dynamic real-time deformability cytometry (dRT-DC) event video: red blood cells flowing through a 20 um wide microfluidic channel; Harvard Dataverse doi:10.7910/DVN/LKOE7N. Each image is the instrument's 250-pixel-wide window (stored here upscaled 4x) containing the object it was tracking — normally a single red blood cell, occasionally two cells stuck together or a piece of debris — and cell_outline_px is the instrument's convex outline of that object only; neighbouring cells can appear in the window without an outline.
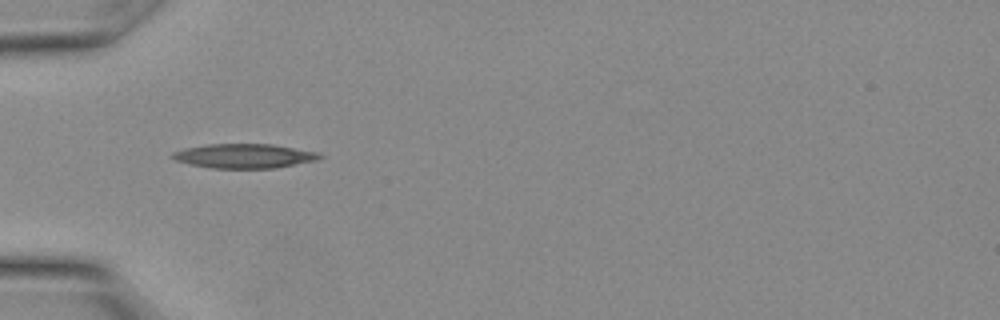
{"species": "Egyptian fruit bat (a non-hibernating species)", "species_latin": "Rousettus aegyptiacus", "temperature_condition": "warm", "stored_images_in_passage": 8, "camera_frame_rate_fps": 3000, "um_per_image_px": 0.085, "animal": {"sex": "female"}, "frame": {"image": 1, "passage_image": 3, "time_ms": 0.667, "image_size_px": [1000, 320], "cell_outline_px": [[324, 156], [316, 160], [276, 168], [208, 168], [176, 160], [168, 156], [172, 152], [184, 148], [208, 144], [272, 144], [320, 152]], "centroid_in_image_um": [20.76, 13.25], "position_along_channel_um": 64.2, "area_um2": 20.98}}
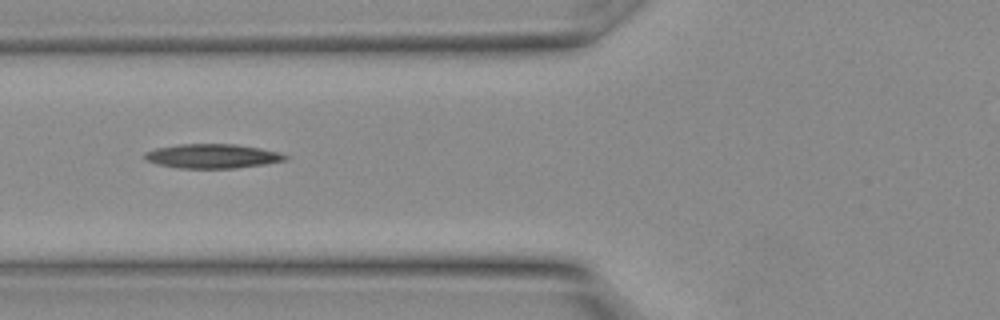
{"frame": {"image": 2, "passage_image": 5, "time_ms": 1.333, "image_size_px": [1000, 320], "cell_outline_px": [[288, 160], [264, 164], [236, 168], [176, 168], [160, 164], [148, 160], [144, 156], [144, 152], [156, 148], [180, 144], [236, 144], [260, 148], [280, 152], [288, 156]], "centroid_in_image_um": [18.09, 13.26], "position_along_channel_um": 107.7, "area_um2": 19.83}}
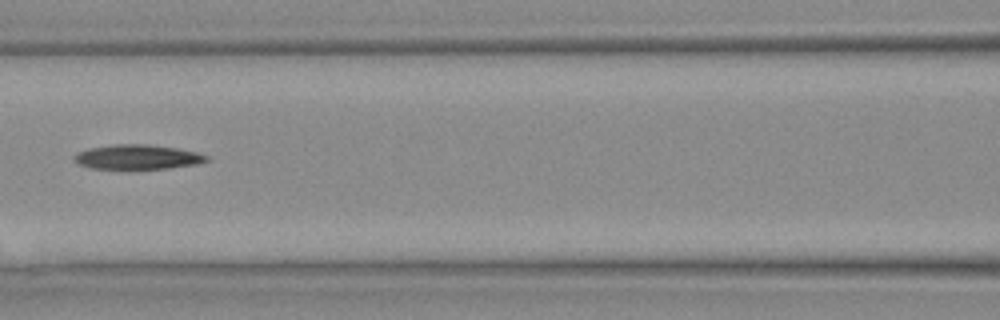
{"frame": {"image": 3, "passage_image": 7, "time_ms": 2.0, "image_size_px": [1000, 320], "cell_outline_px": [[212, 160], [196, 164], [168, 168], [92, 168], [80, 164], [76, 160], [76, 152], [88, 148], [116, 144], [148, 144], [176, 148], [196, 152], [208, 156]], "centroid_in_image_um": [11.74, 13.33], "position_along_channel_um": 154.9, "area_um2": 18.67}}